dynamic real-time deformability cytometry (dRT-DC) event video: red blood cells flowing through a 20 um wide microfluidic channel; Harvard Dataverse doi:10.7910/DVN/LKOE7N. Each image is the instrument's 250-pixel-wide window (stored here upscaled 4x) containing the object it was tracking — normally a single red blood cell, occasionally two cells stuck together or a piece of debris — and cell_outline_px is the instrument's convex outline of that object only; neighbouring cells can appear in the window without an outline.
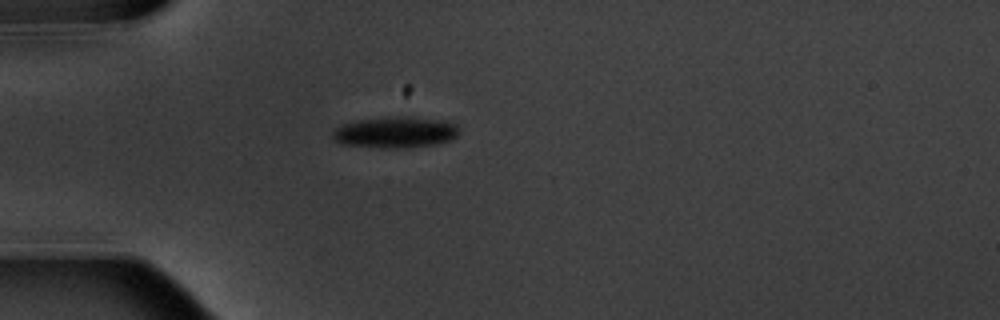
{"species": "common noctule bat (a hibernating species)", "species_latin": "Nyctalus noctula", "temperature_condition": "warm", "stored_images_in_passage": 3, "camera_frame_rate_fps": 3000, "um_per_image_px": 0.085, "animal": {"sex": "male", "body_mass_g": 20.1, "forearm_length_mm": 53.5}, "frame": {"image": 1, "passage_image": 2, "time_ms": 1.333, "image_size_px": [1000, 320], "cell_outline_px": [[460, 132], [452, 140], [436, 144], [404, 148], [376, 148], [340, 144], [332, 136], [332, 132], [336, 128], [344, 124], [356, 120], [384, 116], [408, 116], [444, 120], [456, 124], [460, 128]], "centroid_in_image_um": [33.63, 11.24], "position_along_channel_um": 51.4, "area_um2": 23.52}}